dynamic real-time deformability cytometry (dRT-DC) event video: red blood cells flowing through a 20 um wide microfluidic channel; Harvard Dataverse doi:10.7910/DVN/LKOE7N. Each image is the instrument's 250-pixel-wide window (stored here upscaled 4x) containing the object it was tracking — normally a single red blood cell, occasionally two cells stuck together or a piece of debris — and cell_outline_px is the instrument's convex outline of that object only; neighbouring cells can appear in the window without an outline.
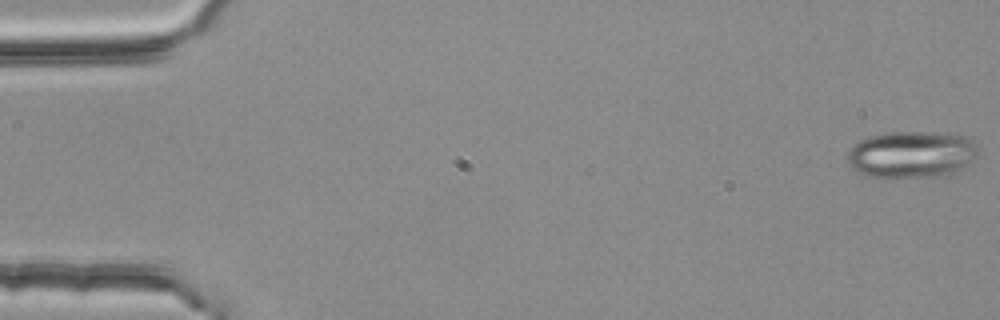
{"species": "common noctule bat (a hibernating species)", "species_latin": "Nyctalus noctula", "temperature_condition": "room temperature", "stored_images_in_passage": 13, "camera_frame_rate_fps": 3000, "um_per_image_px": 0.085, "animal": {"sex": "female", "body_mass_g": 25.1}, "frame": {"image": 1, "passage_image": 1, "time_ms": 0.0, "image_size_px": [1000, 320], "cell_outline_px": [[976, 160], [944, 176], [868, 176], [856, 172], [848, 164], [848, 148], [852, 144], [868, 136], [884, 132], [924, 132], [964, 136], [972, 140], [976, 144]], "centroid_in_image_um": [77.43, 13.11], "position_along_channel_um": 7.6, "area_um2": 35.43}}